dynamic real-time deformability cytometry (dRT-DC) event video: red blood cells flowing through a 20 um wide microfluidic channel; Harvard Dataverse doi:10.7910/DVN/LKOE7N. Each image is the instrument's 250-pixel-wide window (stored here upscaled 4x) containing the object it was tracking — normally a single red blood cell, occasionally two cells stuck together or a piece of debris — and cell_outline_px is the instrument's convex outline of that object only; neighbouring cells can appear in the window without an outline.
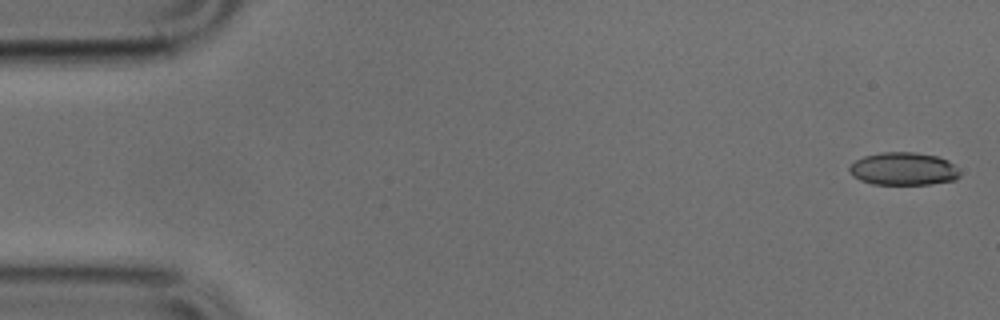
{"species": "common noctule bat (a hibernating species)", "species_latin": "Nyctalus noctula", "temperature_condition": "cold", "stored_images_in_passage": 18, "camera_frame_rate_fps": 3000, "um_per_image_px": 0.085, "animal": {"sex": "male", "body_mass_g": 17.9, "forearm_length_mm": 54.2}, "frame": {"image": 1, "passage_image": 1, "time_ms": 0.0, "image_size_px": [1000, 320], "cell_outline_px": [[960, 176], [956, 180], [932, 184], [872, 184], [860, 180], [852, 176], [848, 168], [856, 160], [864, 156], [880, 152], [912, 152], [936, 156], [948, 160], [960, 172]], "centroid_in_image_um": [76.79, 14.36], "position_along_channel_um": 8.2, "area_um2": 21.15}}
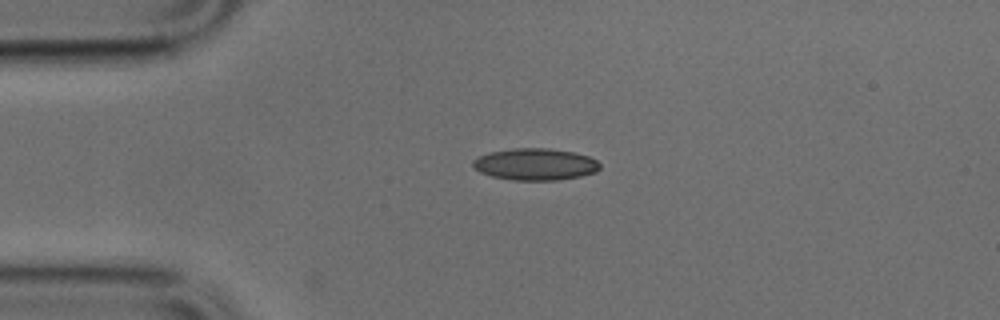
{"frame": {"image": 2, "passage_image": 11, "time_ms": 3.333, "image_size_px": [1000, 320], "cell_outline_px": [[600, 168], [596, 172], [580, 176], [556, 180], [512, 180], [492, 176], [480, 172], [472, 168], [472, 160], [488, 152], [512, 148], [548, 148], [572, 152], [588, 156], [596, 160], [600, 164]], "centroid_in_image_um": [45.46, 13.96], "position_along_channel_um": 39.5, "area_um2": 23.58}}